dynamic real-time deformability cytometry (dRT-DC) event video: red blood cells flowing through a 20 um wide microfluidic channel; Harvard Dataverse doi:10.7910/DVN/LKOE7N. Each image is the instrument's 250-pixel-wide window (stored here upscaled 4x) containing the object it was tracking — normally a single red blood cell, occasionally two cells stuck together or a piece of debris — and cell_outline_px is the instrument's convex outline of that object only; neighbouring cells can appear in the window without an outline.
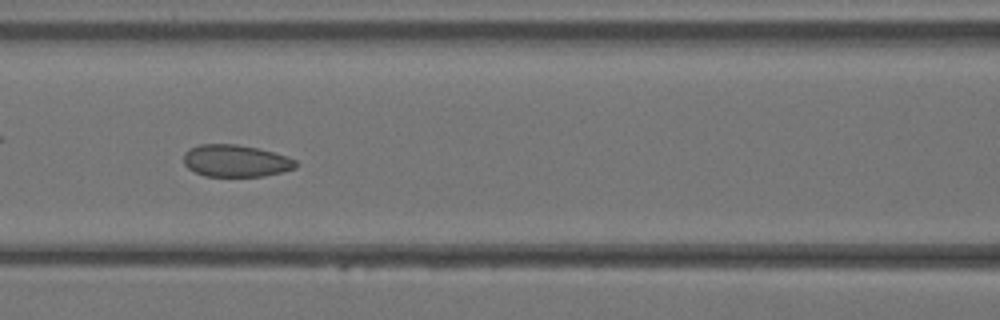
{"species": "Egyptian fruit bat (a non-hibernating species)", "species_latin": "Rousettus aegyptiacus", "temperature_condition": "warm", "stored_images_in_passage": 37, "camera_frame_rate_fps": 3000, "um_per_image_px": 0.085, "animal": {"sex": "female"}, "frame": {"image": 1, "passage_image": 16, "time_ms": 5.0, "image_size_px": [1000, 320], "cell_outline_px": [[296, 168], [264, 176], [204, 176], [188, 168], [184, 164], [184, 152], [188, 148], [200, 144], [236, 144], [256, 148], [288, 156], [296, 160]], "centroid_in_image_um": [20.01, 13.67], "position_along_channel_um": 146.6, "area_um2": 20.92}}
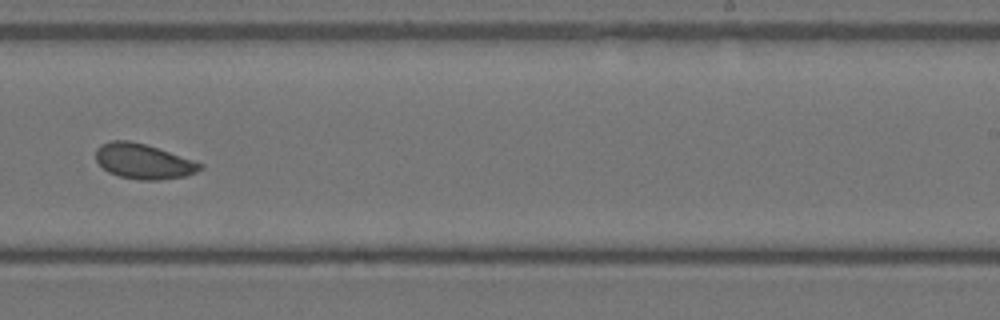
{"frame": {"image": 2, "passage_image": 23, "time_ms": 7.333, "image_size_px": [1000, 320], "cell_outline_px": [[204, 168], [196, 172], [184, 176], [160, 180], [140, 180], [120, 176], [108, 172], [96, 160], [96, 148], [100, 144], [112, 140], [128, 140], [144, 144], [204, 164]], "centroid_in_image_um": [12.17, 13.72], "position_along_channel_um": 276.8, "area_um2": 21.1}}
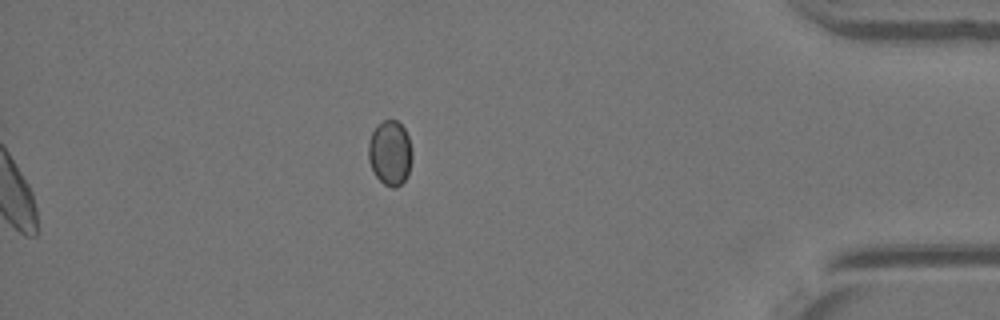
{"frame": {"image": 3, "passage_image": 37, "time_ms": 12.0, "image_size_px": [1000, 320], "cell_outline_px": [[412, 160], [408, 176], [396, 188], [392, 188], [384, 184], [376, 176], [368, 160], [368, 144], [372, 132], [384, 120], [396, 120], [404, 128], [408, 136], [412, 152]], "centroid_in_image_um": [33.17, 13.02], "position_along_channel_um": 402.0, "area_um2": 16.47}}